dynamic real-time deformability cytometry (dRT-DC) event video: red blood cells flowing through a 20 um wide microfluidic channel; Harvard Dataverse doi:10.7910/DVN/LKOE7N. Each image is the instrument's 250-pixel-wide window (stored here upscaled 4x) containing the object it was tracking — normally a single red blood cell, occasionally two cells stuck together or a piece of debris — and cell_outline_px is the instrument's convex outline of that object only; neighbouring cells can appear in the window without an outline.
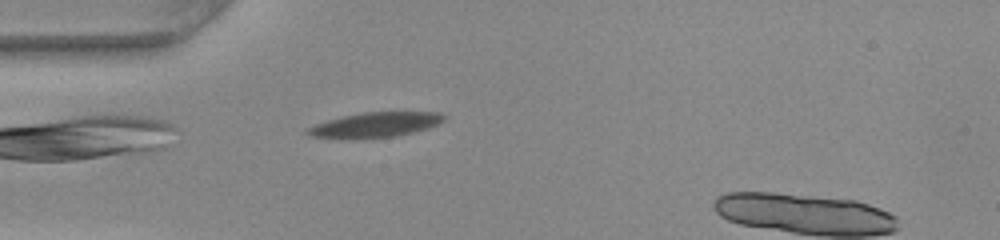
{"species": "common noctule bat (a hibernating species)", "species_latin": "Nyctalus noctula", "temperature_condition": "warm", "stored_images_in_passage": 33, "camera_frame_rate_fps": 3000, "um_per_image_px": 0.085, "animal": {"sex": "female", "body_mass_g": 22.0, "forearm_length_mm": 56.7}, "frame": {"image": 1, "passage_image": 1, "time_ms": 0.0, "image_size_px": [1000, 240], "cell_outline_px": [[444, 120], [428, 128], [396, 136], [312, 136], [304, 132], [304, 128], [328, 120], [344, 116], [364, 112], [440, 112], [444, 116]], "centroid_in_image_um": [31.94, 10.56], "position_along_channel_um": 53.1, "area_um2": 18.73}}
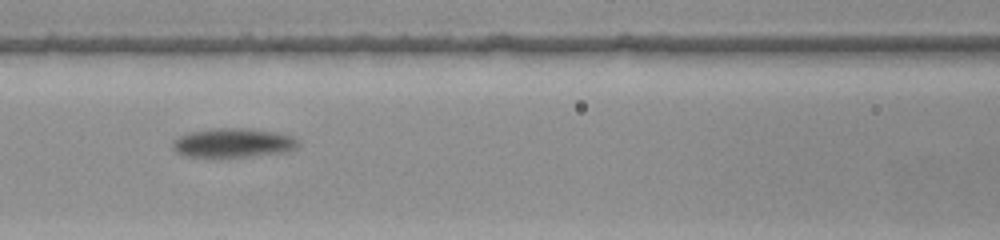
{"frame": {"image": 2, "passage_image": 9, "time_ms": 2.667, "image_size_px": [1000, 240], "cell_outline_px": [[300, 144], [296, 148], [288, 152], [244, 156], [184, 156], [176, 152], [172, 148], [172, 140], [188, 132], [208, 128], [244, 128], [276, 132], [292, 136]], "centroid_in_image_um": [19.79, 12.12], "position_along_channel_um": 146.8, "area_um2": 21.27}}
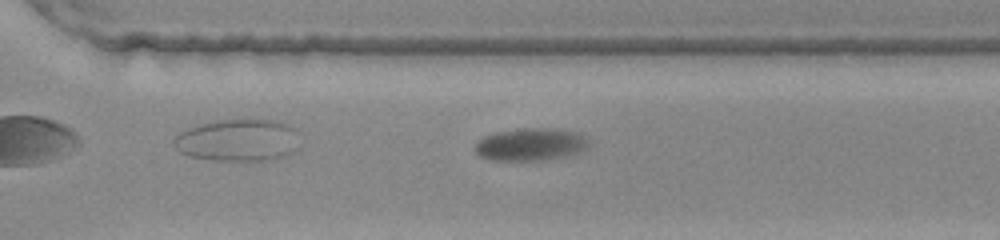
{"frame": {"image": 3, "passage_image": 23, "time_ms": 7.333, "image_size_px": [1000, 240], "cell_outline_px": [[588, 148], [576, 152], [560, 156], [540, 160], [488, 160], [480, 156], [476, 152], [476, 144], [484, 136], [496, 132], [532, 128], [556, 128], [572, 132], [584, 136], [588, 140]], "centroid_in_image_um": [45.07, 12.27], "position_along_channel_um": 325.5, "area_um2": 20.98}, "authors_computed_cell_mechanics": {"area_um2": 21.5016, "velocity_mm_per_s": 3.8273, "shape_relaxation_time_tau1_ms": 2.7043, "shape_relaxation_time_tau2_ms": null, "deformation_change_tau1": 0.1515, "deformation_change_tau2": null}}